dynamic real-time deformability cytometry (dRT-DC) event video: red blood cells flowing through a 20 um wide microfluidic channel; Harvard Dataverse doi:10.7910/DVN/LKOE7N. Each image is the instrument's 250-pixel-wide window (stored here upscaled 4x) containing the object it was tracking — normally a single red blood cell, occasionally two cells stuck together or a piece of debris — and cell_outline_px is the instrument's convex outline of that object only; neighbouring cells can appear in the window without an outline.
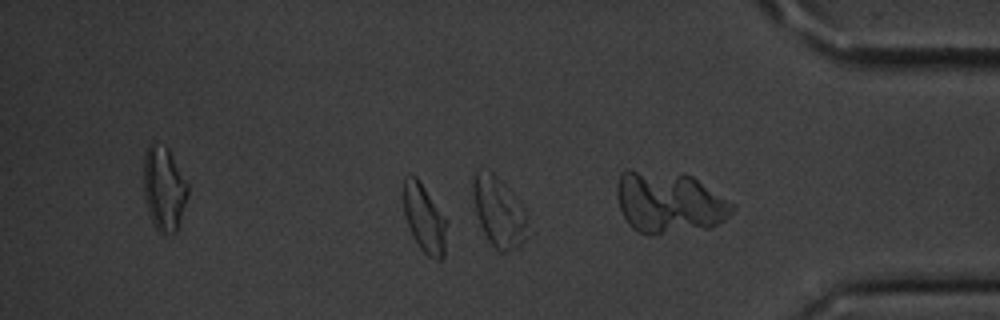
{"species": "common noctule bat (a hibernating species)", "species_latin": "Nyctalus noctula", "temperature_condition": "cold", "stored_images_in_passage": 31, "camera_frame_rate_fps": 3000, "um_per_image_px": 0.085, "animal": {"sex": "male", "body_mass_g": 20.1, "forearm_length_mm": 53.5}, "frame": {"image": 1, "passage_image": 31, "time_ms": 10.0, "image_size_px": [1000, 320], "cell_outline_px": [[528, 220], [524, 240], [520, 244], [504, 252], [500, 252], [488, 240], [480, 224], [476, 212], [472, 192], [472, 176], [476, 172], [492, 172], [496, 176], [524, 208]], "centroid_in_image_um": [42.37, 18.01], "position_along_channel_um": 392.8, "area_um2": 21.5}}